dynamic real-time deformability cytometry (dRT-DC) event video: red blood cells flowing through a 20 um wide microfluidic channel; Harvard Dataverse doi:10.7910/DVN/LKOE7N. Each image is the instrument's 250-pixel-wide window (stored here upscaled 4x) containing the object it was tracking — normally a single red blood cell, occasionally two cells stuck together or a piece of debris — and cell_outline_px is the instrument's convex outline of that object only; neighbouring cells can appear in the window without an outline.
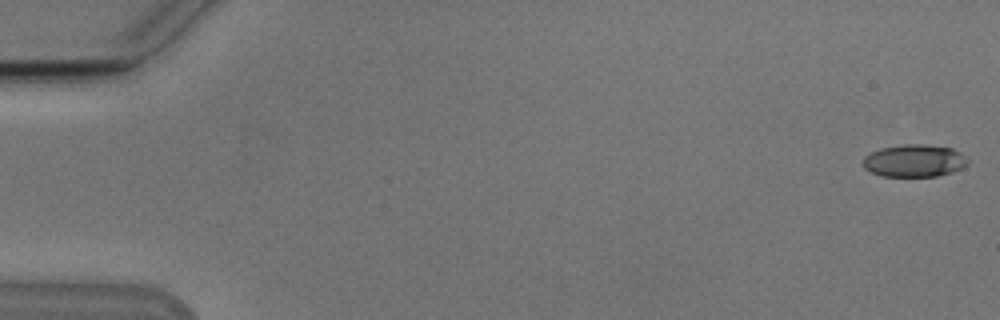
{"species": "Egyptian fruit bat (a non-hibernating species)", "species_latin": "Rousettus aegyptiacus", "temperature_condition": "cold", "stored_images_in_passage": 4, "camera_frame_rate_fps": 3000, "um_per_image_px": 0.085, "animal": {"sex": "male"}, "frame": {"image": 1, "passage_image": 1, "time_ms": 0.0, "image_size_px": [1000, 320], "cell_outline_px": [[968, 164], [952, 172], [936, 176], [880, 176], [864, 168], [864, 156], [880, 148], [904, 144], [920, 144], [952, 148], [960, 152], [968, 160]], "centroid_in_image_um": [77.71, 13.66], "position_along_channel_um": 7.3, "area_um2": 19.65}}